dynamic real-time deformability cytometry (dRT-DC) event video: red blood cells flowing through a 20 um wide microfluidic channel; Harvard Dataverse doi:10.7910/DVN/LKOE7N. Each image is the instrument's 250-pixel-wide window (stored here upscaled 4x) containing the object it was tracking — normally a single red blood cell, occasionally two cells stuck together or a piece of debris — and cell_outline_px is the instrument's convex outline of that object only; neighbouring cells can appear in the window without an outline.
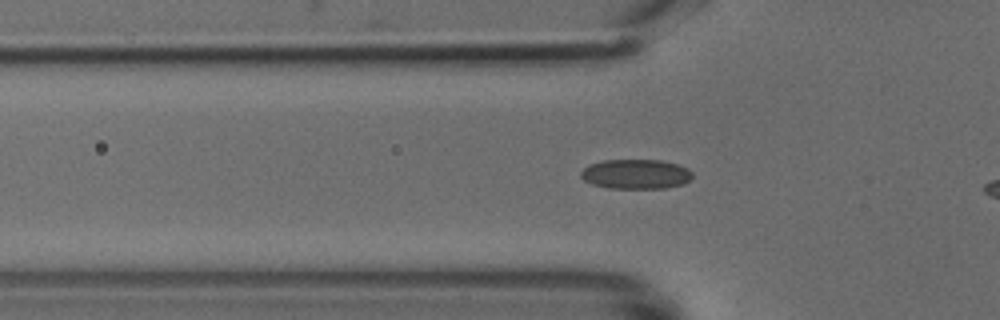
{"species": "common noctule bat (a hibernating species)", "species_latin": "Nyctalus noctula", "temperature_condition": "cold", "stored_images_in_passage": 13, "camera_frame_rate_fps": 3000, "um_per_image_px": 0.085, "animal": {"sex": "male", "body_mass_g": 18.8}, "frame": {"image": 1, "passage_image": 10, "time_ms": 3.0, "image_size_px": [1000, 320], "cell_outline_px": [[692, 176], [684, 184], [664, 188], [608, 188], [592, 184], [584, 180], [580, 176], [580, 172], [588, 164], [604, 160], [660, 160], [676, 164], [688, 168], [692, 172]], "centroid_in_image_um": [54.02, 14.8], "position_along_channel_um": 71.8, "area_um2": 19.31}}